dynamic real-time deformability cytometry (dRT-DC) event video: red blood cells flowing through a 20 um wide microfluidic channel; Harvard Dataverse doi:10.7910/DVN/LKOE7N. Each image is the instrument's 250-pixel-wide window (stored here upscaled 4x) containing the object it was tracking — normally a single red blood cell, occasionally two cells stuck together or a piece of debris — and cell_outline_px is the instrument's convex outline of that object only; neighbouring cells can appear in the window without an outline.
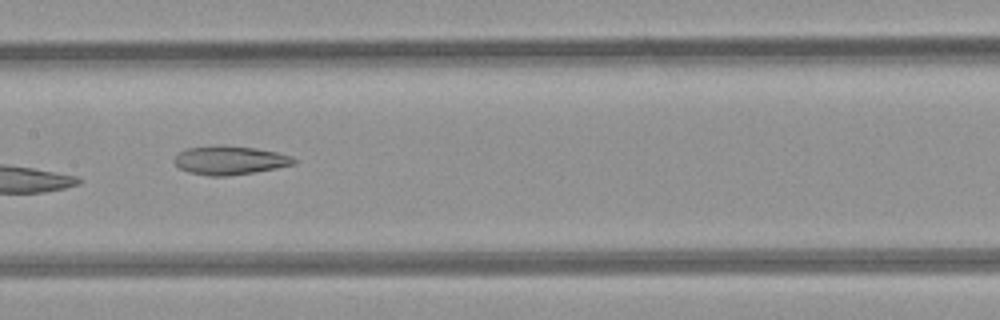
{"species": "common noctule bat (a hibernating species)", "species_latin": "Nyctalus noctula", "temperature_condition": "room temperature", "stored_images_in_passage": 7, "camera_frame_rate_fps": 3000, "um_per_image_px": 0.085, "animal": {"sex": "female", "body_mass_g": 21.9}, "frame": {"image": 1, "passage_image": 6, "time_ms": 6.333, "image_size_px": [1000, 320], "cell_outline_px": [[296, 164], [276, 168], [228, 176], [208, 176], [188, 172], [180, 168], [172, 160], [180, 152], [188, 148], [256, 148], [276, 152], [292, 156], [296, 160]], "centroid_in_image_um": [19.57, 13.67], "position_along_channel_um": 187.8, "area_um2": 19.07}}
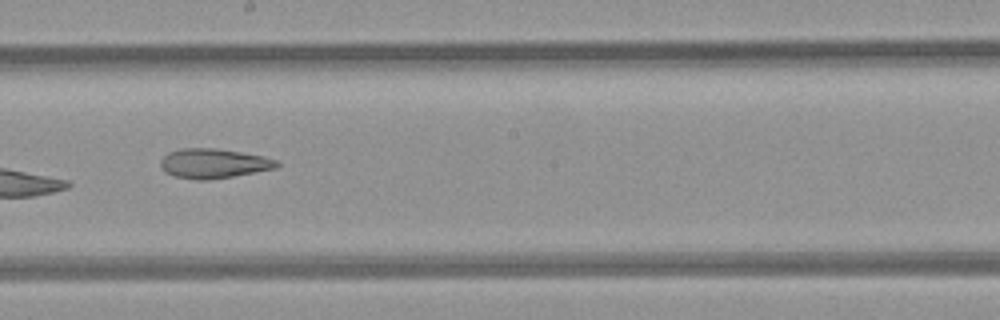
{"frame": {"image": 2, "passage_image": 7, "time_ms": 7.333, "image_size_px": [1000, 320], "cell_outline_px": [[280, 164], [276, 168], [232, 176], [208, 180], [196, 180], [176, 176], [164, 172], [160, 168], [160, 160], [168, 152], [180, 148], [216, 148], [264, 156], [276, 160]], "centroid_in_image_um": [18.11, 13.89], "position_along_channel_um": 230.1, "area_um2": 20.06}}